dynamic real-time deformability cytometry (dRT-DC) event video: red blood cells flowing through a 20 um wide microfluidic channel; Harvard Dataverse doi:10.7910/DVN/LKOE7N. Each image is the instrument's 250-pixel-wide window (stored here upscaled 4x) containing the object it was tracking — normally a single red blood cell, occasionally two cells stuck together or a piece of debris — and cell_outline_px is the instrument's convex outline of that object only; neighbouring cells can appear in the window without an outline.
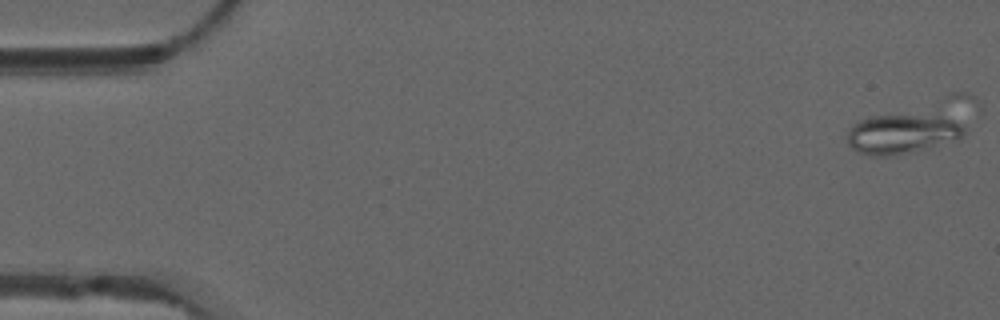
{"species": "common noctule bat (a hibernating species)", "species_latin": "Nyctalus noctula", "temperature_condition": "warm", "stored_images_in_passage": 16, "camera_frame_rate_fps": 3000, "um_per_image_px": 0.085, "animal": {"sex": "male", "forearm_length_mm": 52.5}, "frame": {"image": 1, "passage_image": 1, "time_ms": 0.0, "image_size_px": [1000, 320], "cell_outline_px": [[968, 128], [956, 140], [892, 156], [872, 156], [860, 152], [852, 148], [848, 144], [848, 128], [852, 124], [868, 116], [944, 116], [964, 124]], "centroid_in_image_um": [76.65, 11.38], "position_along_channel_um": 8.3, "area_um2": 26.65}}